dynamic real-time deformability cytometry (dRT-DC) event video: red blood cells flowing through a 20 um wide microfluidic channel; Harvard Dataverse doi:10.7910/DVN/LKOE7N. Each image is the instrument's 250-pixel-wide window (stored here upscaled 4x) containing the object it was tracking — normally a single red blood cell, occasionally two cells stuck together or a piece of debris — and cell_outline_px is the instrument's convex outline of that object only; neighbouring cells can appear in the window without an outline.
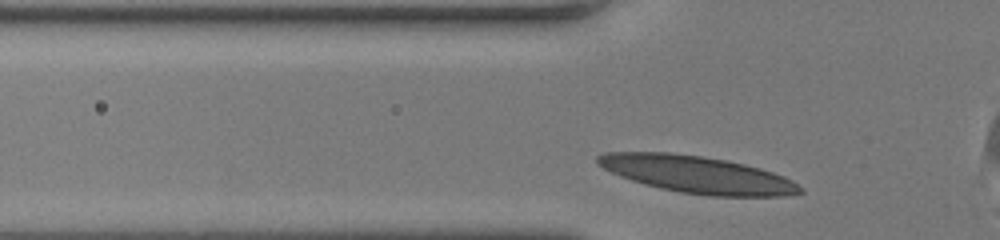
{"species": "human", "species_latin": "Homo sapiens", "temperature_condition": "room temperature", "stored_images_in_passage": 34, "camera_frame_rate_fps": 3000, "um_per_image_px": 0.085, "donor": {"sex": "female"}, "frame": {"image": 1, "passage_image": 3, "time_ms": 0.667, "image_size_px": [1000, 240], "cell_outline_px": [[804, 192], [784, 196], [708, 196], [680, 192], [660, 188], [644, 184], [620, 176], [596, 164], [596, 156], [604, 152], [672, 152], [728, 160], [760, 168], [784, 176], [792, 180]], "centroid_in_image_um": [59.24, 14.83], "position_along_channel_um": 66.6, "area_um2": 43.7}}
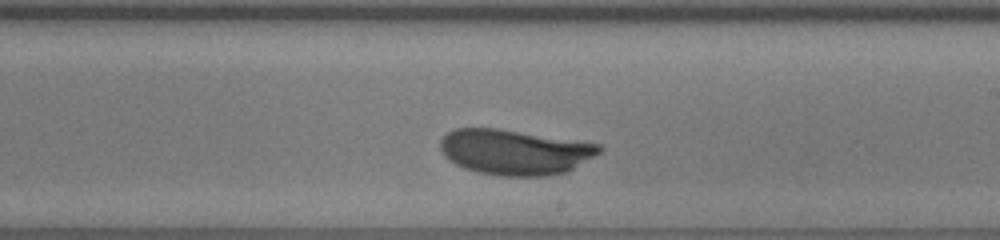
{"frame": {"image": 2, "passage_image": 21, "time_ms": 6.667, "image_size_px": [1000, 240], "cell_outline_px": [[604, 148], [600, 152], [572, 168], [564, 172], [548, 176], [500, 176], [476, 172], [464, 168], [448, 160], [444, 156], [440, 148], [440, 140], [448, 132], [456, 128], [496, 128], [576, 140], [600, 144]], "centroid_in_image_um": [43.71, 12.92], "position_along_channel_um": 245.3, "area_um2": 41.85}}
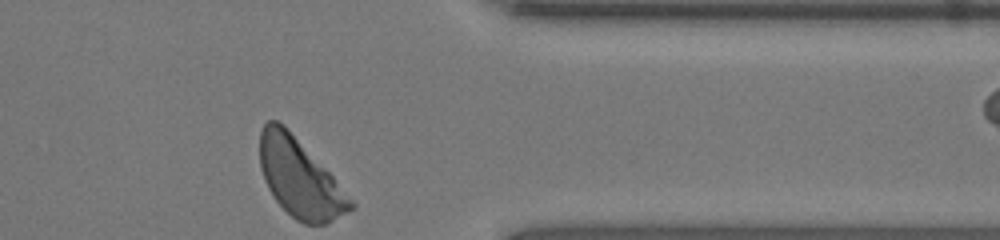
{"frame": {"image": 3, "passage_image": 34, "time_ms": 11.0, "image_size_px": [1000, 240], "cell_outline_px": [[356, 208], [324, 224], [304, 224], [296, 220], [276, 200], [268, 188], [264, 180], [260, 168], [260, 132], [264, 124], [268, 120], [276, 120], [284, 124], [332, 176], [356, 204]], "centroid_in_image_um": [25.47, 15.13], "position_along_channel_um": 385.9, "area_um2": 40.86}, "authors_computed_cell_mechanics": {"area_um2": 42.0495, "velocity_mm_per_s": 3.3558, "shape_relaxation_time_tau1_ms": 8.9458, "shape_relaxation_time_tau2_ms": null, "deformation_change_tau1": 0.2834, "deformation_change_tau2": null}}